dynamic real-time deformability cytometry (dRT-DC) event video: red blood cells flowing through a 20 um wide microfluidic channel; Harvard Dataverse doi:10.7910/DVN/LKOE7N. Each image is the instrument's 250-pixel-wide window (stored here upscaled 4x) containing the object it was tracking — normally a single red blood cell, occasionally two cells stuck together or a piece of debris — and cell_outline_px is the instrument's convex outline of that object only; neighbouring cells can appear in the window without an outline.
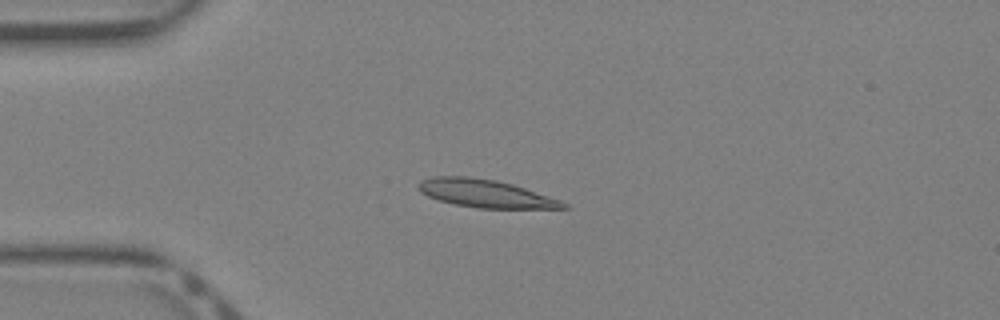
{"species": "Egyptian fruit bat (a non-hibernating species)", "species_latin": "Rousettus aegyptiacus", "temperature_condition": "warm", "stored_images_in_passage": 38, "camera_frame_rate_fps": 3000, "um_per_image_px": 0.085, "animal": {"sex": "female"}, "frame": {"image": 1, "passage_image": 8, "time_ms": 2.333, "image_size_px": [1000, 320], "cell_outline_px": [[568, 208], [480, 208], [456, 204], [440, 200], [428, 196], [420, 192], [416, 188], [416, 184], [420, 180], [432, 176], [468, 176], [496, 180], [512, 184], [560, 200], [568, 204]], "centroid_in_image_um": [41.2, 16.43], "position_along_channel_um": 43.8, "area_um2": 23.41}}
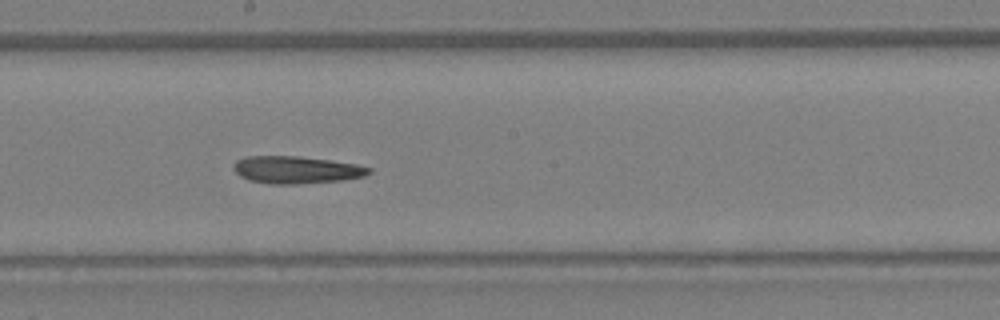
{"frame": {"image": 2, "passage_image": 20, "time_ms": 6.333, "image_size_px": [1000, 320], "cell_outline_px": [[372, 172], [364, 176], [340, 180], [292, 184], [272, 184], [248, 180], [240, 176], [232, 168], [236, 160], [244, 156], [300, 156], [332, 160], [356, 164], [372, 168]], "centroid_in_image_um": [25.17, 14.42], "position_along_channel_um": 223.0, "area_um2": 21.62}}
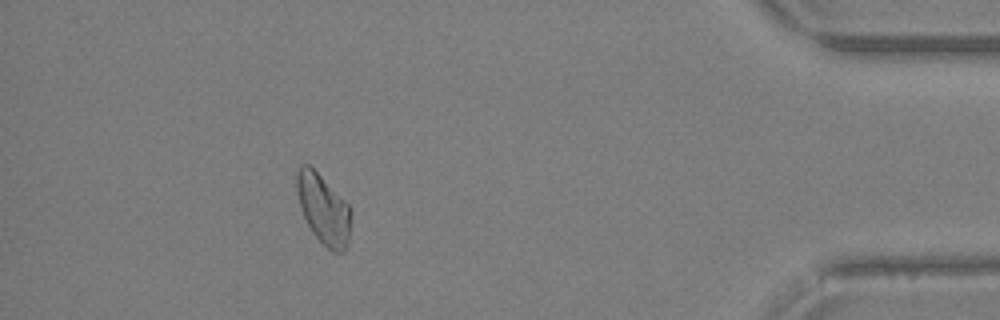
{"frame": {"image": 3, "passage_image": 34, "time_ms": 11.0, "image_size_px": [1000, 320], "cell_outline_px": [[352, 212], [348, 240], [344, 252], [332, 252], [312, 232], [304, 216], [300, 204], [296, 188], [296, 172], [300, 164], [308, 164], [352, 208]], "centroid_in_image_um": [27.5, 17.78], "position_along_channel_um": 407.7, "area_um2": 21.68}}